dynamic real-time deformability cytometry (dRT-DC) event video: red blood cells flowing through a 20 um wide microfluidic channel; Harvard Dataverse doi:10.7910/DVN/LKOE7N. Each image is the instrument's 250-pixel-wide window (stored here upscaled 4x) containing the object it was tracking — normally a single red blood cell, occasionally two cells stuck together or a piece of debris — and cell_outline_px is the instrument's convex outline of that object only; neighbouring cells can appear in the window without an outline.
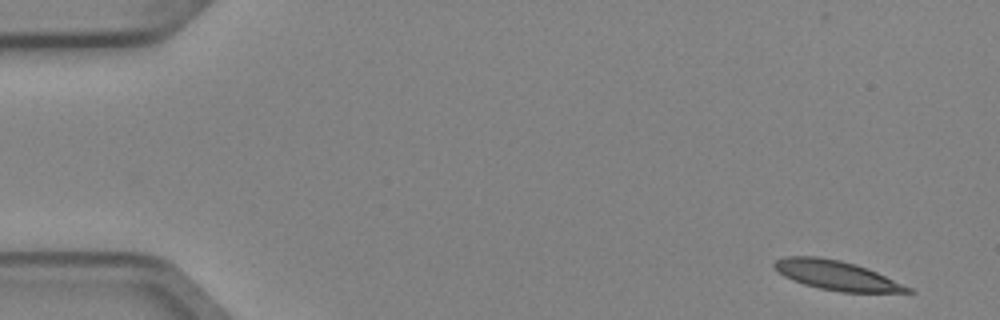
{"species": "Egyptian fruit bat (a non-hibernating species)", "species_latin": "Rousettus aegyptiacus", "temperature_condition": "cold", "stored_images_in_passage": 4, "camera_frame_rate_fps": 3000, "um_per_image_px": 0.085, "animal": {"sex": "female"}, "frame": {"image": 1, "passage_image": 1, "time_ms": 0.0, "image_size_px": [1000, 320], "cell_outline_px": [[916, 292], [840, 292], [820, 288], [804, 284], [792, 280], [784, 276], [772, 268], [772, 264], [776, 260], [784, 256], [820, 256], [840, 260], [856, 264], [868, 268], [912, 288]], "centroid_in_image_um": [71.07, 23.39], "position_along_channel_um": 13.9, "area_um2": 22.95}}